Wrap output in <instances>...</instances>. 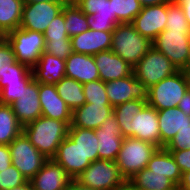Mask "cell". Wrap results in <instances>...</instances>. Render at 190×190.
Here are the masks:
<instances>
[{
  "instance_id": "7c38bea8",
  "label": "cell",
  "mask_w": 190,
  "mask_h": 190,
  "mask_svg": "<svg viewBox=\"0 0 190 190\" xmlns=\"http://www.w3.org/2000/svg\"><path fill=\"white\" fill-rule=\"evenodd\" d=\"M87 15L89 29L113 31L120 22L113 15L112 0H69Z\"/></svg>"
},
{
  "instance_id": "f546056e",
  "label": "cell",
  "mask_w": 190,
  "mask_h": 190,
  "mask_svg": "<svg viewBox=\"0 0 190 190\" xmlns=\"http://www.w3.org/2000/svg\"><path fill=\"white\" fill-rule=\"evenodd\" d=\"M58 95L65 101L66 105L73 112L85 103L83 84L68 77H63L55 83Z\"/></svg>"
},
{
  "instance_id": "7dc6e473",
  "label": "cell",
  "mask_w": 190,
  "mask_h": 190,
  "mask_svg": "<svg viewBox=\"0 0 190 190\" xmlns=\"http://www.w3.org/2000/svg\"><path fill=\"white\" fill-rule=\"evenodd\" d=\"M178 190H190V171L182 173Z\"/></svg>"
},
{
  "instance_id": "f5cc1de1",
  "label": "cell",
  "mask_w": 190,
  "mask_h": 190,
  "mask_svg": "<svg viewBox=\"0 0 190 190\" xmlns=\"http://www.w3.org/2000/svg\"><path fill=\"white\" fill-rule=\"evenodd\" d=\"M51 1H69V0H24V2H51Z\"/></svg>"
},
{
  "instance_id": "2e32d148",
  "label": "cell",
  "mask_w": 190,
  "mask_h": 190,
  "mask_svg": "<svg viewBox=\"0 0 190 190\" xmlns=\"http://www.w3.org/2000/svg\"><path fill=\"white\" fill-rule=\"evenodd\" d=\"M11 106L23 127L42 116L39 100V82L33 80L28 86H23L20 98L14 101Z\"/></svg>"
},
{
  "instance_id": "9a60e30c",
  "label": "cell",
  "mask_w": 190,
  "mask_h": 190,
  "mask_svg": "<svg viewBox=\"0 0 190 190\" xmlns=\"http://www.w3.org/2000/svg\"><path fill=\"white\" fill-rule=\"evenodd\" d=\"M167 3L142 7L132 24L142 36L153 41L166 29Z\"/></svg>"
},
{
  "instance_id": "8fae6325",
  "label": "cell",
  "mask_w": 190,
  "mask_h": 190,
  "mask_svg": "<svg viewBox=\"0 0 190 190\" xmlns=\"http://www.w3.org/2000/svg\"><path fill=\"white\" fill-rule=\"evenodd\" d=\"M68 1L25 2L20 28L44 33Z\"/></svg>"
},
{
  "instance_id": "d6a6232c",
  "label": "cell",
  "mask_w": 190,
  "mask_h": 190,
  "mask_svg": "<svg viewBox=\"0 0 190 190\" xmlns=\"http://www.w3.org/2000/svg\"><path fill=\"white\" fill-rule=\"evenodd\" d=\"M142 7L139 0H112L113 15L120 23H132Z\"/></svg>"
},
{
  "instance_id": "836d02e7",
  "label": "cell",
  "mask_w": 190,
  "mask_h": 190,
  "mask_svg": "<svg viewBox=\"0 0 190 190\" xmlns=\"http://www.w3.org/2000/svg\"><path fill=\"white\" fill-rule=\"evenodd\" d=\"M31 73V68L17 61L13 64H4L0 71V90L7 84L21 83Z\"/></svg>"
},
{
  "instance_id": "603a6c76",
  "label": "cell",
  "mask_w": 190,
  "mask_h": 190,
  "mask_svg": "<svg viewBox=\"0 0 190 190\" xmlns=\"http://www.w3.org/2000/svg\"><path fill=\"white\" fill-rule=\"evenodd\" d=\"M65 77L82 84L99 80V72L93 55L73 52L65 60Z\"/></svg>"
},
{
  "instance_id": "b9f144b4",
  "label": "cell",
  "mask_w": 190,
  "mask_h": 190,
  "mask_svg": "<svg viewBox=\"0 0 190 190\" xmlns=\"http://www.w3.org/2000/svg\"><path fill=\"white\" fill-rule=\"evenodd\" d=\"M16 62L13 50L4 37H0V71L4 64H13Z\"/></svg>"
},
{
  "instance_id": "c3c4849f",
  "label": "cell",
  "mask_w": 190,
  "mask_h": 190,
  "mask_svg": "<svg viewBox=\"0 0 190 190\" xmlns=\"http://www.w3.org/2000/svg\"><path fill=\"white\" fill-rule=\"evenodd\" d=\"M65 190H95L79 183L76 179H72Z\"/></svg>"
},
{
  "instance_id": "277c9868",
  "label": "cell",
  "mask_w": 190,
  "mask_h": 190,
  "mask_svg": "<svg viewBox=\"0 0 190 190\" xmlns=\"http://www.w3.org/2000/svg\"><path fill=\"white\" fill-rule=\"evenodd\" d=\"M188 89L187 71L179 70L148 88L147 104L157 110L177 107Z\"/></svg>"
},
{
  "instance_id": "83f0119b",
  "label": "cell",
  "mask_w": 190,
  "mask_h": 190,
  "mask_svg": "<svg viewBox=\"0 0 190 190\" xmlns=\"http://www.w3.org/2000/svg\"><path fill=\"white\" fill-rule=\"evenodd\" d=\"M24 0H0V37L19 28Z\"/></svg>"
},
{
  "instance_id": "4dcf8cb0",
  "label": "cell",
  "mask_w": 190,
  "mask_h": 190,
  "mask_svg": "<svg viewBox=\"0 0 190 190\" xmlns=\"http://www.w3.org/2000/svg\"><path fill=\"white\" fill-rule=\"evenodd\" d=\"M23 132L11 105L0 104V144L9 145Z\"/></svg>"
},
{
  "instance_id": "4fadbf2b",
  "label": "cell",
  "mask_w": 190,
  "mask_h": 190,
  "mask_svg": "<svg viewBox=\"0 0 190 190\" xmlns=\"http://www.w3.org/2000/svg\"><path fill=\"white\" fill-rule=\"evenodd\" d=\"M105 86L110 105L113 107L134 99L147 100L148 88L135 78L134 73L125 78L105 82Z\"/></svg>"
},
{
  "instance_id": "8992f818",
  "label": "cell",
  "mask_w": 190,
  "mask_h": 190,
  "mask_svg": "<svg viewBox=\"0 0 190 190\" xmlns=\"http://www.w3.org/2000/svg\"><path fill=\"white\" fill-rule=\"evenodd\" d=\"M152 46L163 53L178 70H190V30H164Z\"/></svg>"
},
{
  "instance_id": "ffe728a7",
  "label": "cell",
  "mask_w": 190,
  "mask_h": 190,
  "mask_svg": "<svg viewBox=\"0 0 190 190\" xmlns=\"http://www.w3.org/2000/svg\"><path fill=\"white\" fill-rule=\"evenodd\" d=\"M114 107L110 104L84 103L72 112L69 127L98 129L106 118L113 114Z\"/></svg>"
},
{
  "instance_id": "ba28073f",
  "label": "cell",
  "mask_w": 190,
  "mask_h": 190,
  "mask_svg": "<svg viewBox=\"0 0 190 190\" xmlns=\"http://www.w3.org/2000/svg\"><path fill=\"white\" fill-rule=\"evenodd\" d=\"M75 179L95 190H112L126 181L116 161L111 160L94 161Z\"/></svg>"
},
{
  "instance_id": "ab89813d",
  "label": "cell",
  "mask_w": 190,
  "mask_h": 190,
  "mask_svg": "<svg viewBox=\"0 0 190 190\" xmlns=\"http://www.w3.org/2000/svg\"><path fill=\"white\" fill-rule=\"evenodd\" d=\"M65 18L64 13L58 14L48 25L45 30L44 39L62 40L69 39L67 30L65 28Z\"/></svg>"
},
{
  "instance_id": "d590c367",
  "label": "cell",
  "mask_w": 190,
  "mask_h": 190,
  "mask_svg": "<svg viewBox=\"0 0 190 190\" xmlns=\"http://www.w3.org/2000/svg\"><path fill=\"white\" fill-rule=\"evenodd\" d=\"M83 93L85 103L110 104L105 82L100 79L83 84Z\"/></svg>"
},
{
  "instance_id": "e0dca14e",
  "label": "cell",
  "mask_w": 190,
  "mask_h": 190,
  "mask_svg": "<svg viewBox=\"0 0 190 190\" xmlns=\"http://www.w3.org/2000/svg\"><path fill=\"white\" fill-rule=\"evenodd\" d=\"M39 100L42 116L64 121L69 126L72 122V111L58 95L55 84L39 83Z\"/></svg>"
},
{
  "instance_id": "d6986e66",
  "label": "cell",
  "mask_w": 190,
  "mask_h": 190,
  "mask_svg": "<svg viewBox=\"0 0 190 190\" xmlns=\"http://www.w3.org/2000/svg\"><path fill=\"white\" fill-rule=\"evenodd\" d=\"M52 159L60 164L72 179L79 176L91 164L88 158L84 157L77 143L68 136L61 142Z\"/></svg>"
},
{
  "instance_id": "681fc988",
  "label": "cell",
  "mask_w": 190,
  "mask_h": 190,
  "mask_svg": "<svg viewBox=\"0 0 190 190\" xmlns=\"http://www.w3.org/2000/svg\"><path fill=\"white\" fill-rule=\"evenodd\" d=\"M169 1L170 0H139V2L141 3L143 7L167 3Z\"/></svg>"
},
{
  "instance_id": "5b68a950",
  "label": "cell",
  "mask_w": 190,
  "mask_h": 190,
  "mask_svg": "<svg viewBox=\"0 0 190 190\" xmlns=\"http://www.w3.org/2000/svg\"><path fill=\"white\" fill-rule=\"evenodd\" d=\"M158 148L155 144L137 138H124L116 164L125 180L128 181L136 173L146 168Z\"/></svg>"
},
{
  "instance_id": "816d5d0a",
  "label": "cell",
  "mask_w": 190,
  "mask_h": 190,
  "mask_svg": "<svg viewBox=\"0 0 190 190\" xmlns=\"http://www.w3.org/2000/svg\"><path fill=\"white\" fill-rule=\"evenodd\" d=\"M8 190H32V187H31L30 181L28 180L26 183L14 188H10Z\"/></svg>"
},
{
  "instance_id": "db71d44e",
  "label": "cell",
  "mask_w": 190,
  "mask_h": 190,
  "mask_svg": "<svg viewBox=\"0 0 190 190\" xmlns=\"http://www.w3.org/2000/svg\"><path fill=\"white\" fill-rule=\"evenodd\" d=\"M187 76H188V79H189V89H190V70L187 71Z\"/></svg>"
},
{
  "instance_id": "cb8c5ba5",
  "label": "cell",
  "mask_w": 190,
  "mask_h": 190,
  "mask_svg": "<svg viewBox=\"0 0 190 190\" xmlns=\"http://www.w3.org/2000/svg\"><path fill=\"white\" fill-rule=\"evenodd\" d=\"M160 130V148L166 147L178 130L190 126V116L185 115L178 107L158 110Z\"/></svg>"
},
{
  "instance_id": "e575fe53",
  "label": "cell",
  "mask_w": 190,
  "mask_h": 190,
  "mask_svg": "<svg viewBox=\"0 0 190 190\" xmlns=\"http://www.w3.org/2000/svg\"><path fill=\"white\" fill-rule=\"evenodd\" d=\"M166 30H190L184 11L174 0L167 2Z\"/></svg>"
},
{
  "instance_id": "52a82bcc",
  "label": "cell",
  "mask_w": 190,
  "mask_h": 190,
  "mask_svg": "<svg viewBox=\"0 0 190 190\" xmlns=\"http://www.w3.org/2000/svg\"><path fill=\"white\" fill-rule=\"evenodd\" d=\"M4 38L11 46L17 62L31 69L37 65L45 49L43 33L19 27L5 35Z\"/></svg>"
},
{
  "instance_id": "f1b7e54d",
  "label": "cell",
  "mask_w": 190,
  "mask_h": 190,
  "mask_svg": "<svg viewBox=\"0 0 190 190\" xmlns=\"http://www.w3.org/2000/svg\"><path fill=\"white\" fill-rule=\"evenodd\" d=\"M68 137L77 143L85 158L93 163L99 160L98 139L93 129H83L79 127H69Z\"/></svg>"
},
{
  "instance_id": "74e56055",
  "label": "cell",
  "mask_w": 190,
  "mask_h": 190,
  "mask_svg": "<svg viewBox=\"0 0 190 190\" xmlns=\"http://www.w3.org/2000/svg\"><path fill=\"white\" fill-rule=\"evenodd\" d=\"M28 180L11 164L0 172V190H8L26 183Z\"/></svg>"
},
{
  "instance_id": "bcb514c9",
  "label": "cell",
  "mask_w": 190,
  "mask_h": 190,
  "mask_svg": "<svg viewBox=\"0 0 190 190\" xmlns=\"http://www.w3.org/2000/svg\"><path fill=\"white\" fill-rule=\"evenodd\" d=\"M184 11V15L190 27V0H174Z\"/></svg>"
},
{
  "instance_id": "7bdbcfd3",
  "label": "cell",
  "mask_w": 190,
  "mask_h": 190,
  "mask_svg": "<svg viewBox=\"0 0 190 190\" xmlns=\"http://www.w3.org/2000/svg\"><path fill=\"white\" fill-rule=\"evenodd\" d=\"M182 173L190 171V149L168 150Z\"/></svg>"
},
{
  "instance_id": "f907efd6",
  "label": "cell",
  "mask_w": 190,
  "mask_h": 190,
  "mask_svg": "<svg viewBox=\"0 0 190 190\" xmlns=\"http://www.w3.org/2000/svg\"><path fill=\"white\" fill-rule=\"evenodd\" d=\"M112 190H134V188L129 181H125L122 185H120Z\"/></svg>"
},
{
  "instance_id": "ac0fdd59",
  "label": "cell",
  "mask_w": 190,
  "mask_h": 190,
  "mask_svg": "<svg viewBox=\"0 0 190 190\" xmlns=\"http://www.w3.org/2000/svg\"><path fill=\"white\" fill-rule=\"evenodd\" d=\"M72 178L53 159H48L30 180L32 190H65Z\"/></svg>"
},
{
  "instance_id": "d4e9b609",
  "label": "cell",
  "mask_w": 190,
  "mask_h": 190,
  "mask_svg": "<svg viewBox=\"0 0 190 190\" xmlns=\"http://www.w3.org/2000/svg\"><path fill=\"white\" fill-rule=\"evenodd\" d=\"M31 71L35 81L55 84L65 77V60L43 52Z\"/></svg>"
},
{
  "instance_id": "f35d334b",
  "label": "cell",
  "mask_w": 190,
  "mask_h": 190,
  "mask_svg": "<svg viewBox=\"0 0 190 190\" xmlns=\"http://www.w3.org/2000/svg\"><path fill=\"white\" fill-rule=\"evenodd\" d=\"M44 52L63 60L73 53L71 39L53 40L45 39Z\"/></svg>"
},
{
  "instance_id": "484cf974",
  "label": "cell",
  "mask_w": 190,
  "mask_h": 190,
  "mask_svg": "<svg viewBox=\"0 0 190 190\" xmlns=\"http://www.w3.org/2000/svg\"><path fill=\"white\" fill-rule=\"evenodd\" d=\"M146 168L154 173L164 174V176L172 180L177 186L180 184L182 172L170 151L165 147L158 148L155 151Z\"/></svg>"
},
{
  "instance_id": "30bf717a",
  "label": "cell",
  "mask_w": 190,
  "mask_h": 190,
  "mask_svg": "<svg viewBox=\"0 0 190 190\" xmlns=\"http://www.w3.org/2000/svg\"><path fill=\"white\" fill-rule=\"evenodd\" d=\"M12 164L27 180H31L48 160L22 132L9 145Z\"/></svg>"
},
{
  "instance_id": "1f68e13d",
  "label": "cell",
  "mask_w": 190,
  "mask_h": 190,
  "mask_svg": "<svg viewBox=\"0 0 190 190\" xmlns=\"http://www.w3.org/2000/svg\"><path fill=\"white\" fill-rule=\"evenodd\" d=\"M62 12L65 18L64 26L70 38L89 29L87 15L74 2L68 1L63 7Z\"/></svg>"
},
{
  "instance_id": "6da1fadb",
  "label": "cell",
  "mask_w": 190,
  "mask_h": 190,
  "mask_svg": "<svg viewBox=\"0 0 190 190\" xmlns=\"http://www.w3.org/2000/svg\"><path fill=\"white\" fill-rule=\"evenodd\" d=\"M113 114L123 138L133 137L155 144L160 148L158 110L147 100H131L114 107Z\"/></svg>"
},
{
  "instance_id": "7a4b0ae2",
  "label": "cell",
  "mask_w": 190,
  "mask_h": 190,
  "mask_svg": "<svg viewBox=\"0 0 190 190\" xmlns=\"http://www.w3.org/2000/svg\"><path fill=\"white\" fill-rule=\"evenodd\" d=\"M69 125L64 121L40 116L23 127V132L34 147L47 159H52L61 144L68 136Z\"/></svg>"
},
{
  "instance_id": "60d3db41",
  "label": "cell",
  "mask_w": 190,
  "mask_h": 190,
  "mask_svg": "<svg viewBox=\"0 0 190 190\" xmlns=\"http://www.w3.org/2000/svg\"><path fill=\"white\" fill-rule=\"evenodd\" d=\"M165 148L167 150L190 149V126L178 130L177 134Z\"/></svg>"
},
{
  "instance_id": "4316f807",
  "label": "cell",
  "mask_w": 190,
  "mask_h": 190,
  "mask_svg": "<svg viewBox=\"0 0 190 190\" xmlns=\"http://www.w3.org/2000/svg\"><path fill=\"white\" fill-rule=\"evenodd\" d=\"M134 190H178V186L164 174L144 168L128 180Z\"/></svg>"
},
{
  "instance_id": "7402d4cb",
  "label": "cell",
  "mask_w": 190,
  "mask_h": 190,
  "mask_svg": "<svg viewBox=\"0 0 190 190\" xmlns=\"http://www.w3.org/2000/svg\"><path fill=\"white\" fill-rule=\"evenodd\" d=\"M93 57L103 82L125 78L133 73V67L112 50L99 52Z\"/></svg>"
},
{
  "instance_id": "f6af8a7d",
  "label": "cell",
  "mask_w": 190,
  "mask_h": 190,
  "mask_svg": "<svg viewBox=\"0 0 190 190\" xmlns=\"http://www.w3.org/2000/svg\"><path fill=\"white\" fill-rule=\"evenodd\" d=\"M177 107L181 109L185 115L190 116V89L185 92Z\"/></svg>"
},
{
  "instance_id": "5bb4252c",
  "label": "cell",
  "mask_w": 190,
  "mask_h": 190,
  "mask_svg": "<svg viewBox=\"0 0 190 190\" xmlns=\"http://www.w3.org/2000/svg\"><path fill=\"white\" fill-rule=\"evenodd\" d=\"M95 134L98 139L99 160L116 161L124 138L114 114L95 129Z\"/></svg>"
},
{
  "instance_id": "8d00e7d4",
  "label": "cell",
  "mask_w": 190,
  "mask_h": 190,
  "mask_svg": "<svg viewBox=\"0 0 190 190\" xmlns=\"http://www.w3.org/2000/svg\"><path fill=\"white\" fill-rule=\"evenodd\" d=\"M33 80V74L31 73L21 83L7 84L3 89L0 90V104H13L14 101L20 98V95L23 92V86H28Z\"/></svg>"
},
{
  "instance_id": "9c48e42d",
  "label": "cell",
  "mask_w": 190,
  "mask_h": 190,
  "mask_svg": "<svg viewBox=\"0 0 190 190\" xmlns=\"http://www.w3.org/2000/svg\"><path fill=\"white\" fill-rule=\"evenodd\" d=\"M179 71L160 51L152 47L133 67L135 78L147 88Z\"/></svg>"
},
{
  "instance_id": "44dd1931",
  "label": "cell",
  "mask_w": 190,
  "mask_h": 190,
  "mask_svg": "<svg viewBox=\"0 0 190 190\" xmlns=\"http://www.w3.org/2000/svg\"><path fill=\"white\" fill-rule=\"evenodd\" d=\"M70 39L73 52L95 55L99 52L111 50L112 31L88 29Z\"/></svg>"
},
{
  "instance_id": "3957f363",
  "label": "cell",
  "mask_w": 190,
  "mask_h": 190,
  "mask_svg": "<svg viewBox=\"0 0 190 190\" xmlns=\"http://www.w3.org/2000/svg\"><path fill=\"white\" fill-rule=\"evenodd\" d=\"M152 47V41L138 33L132 23H120L112 31L111 50L132 67Z\"/></svg>"
},
{
  "instance_id": "ee69618b",
  "label": "cell",
  "mask_w": 190,
  "mask_h": 190,
  "mask_svg": "<svg viewBox=\"0 0 190 190\" xmlns=\"http://www.w3.org/2000/svg\"><path fill=\"white\" fill-rule=\"evenodd\" d=\"M12 164L11 153L8 145L0 144V172Z\"/></svg>"
}]
</instances>
